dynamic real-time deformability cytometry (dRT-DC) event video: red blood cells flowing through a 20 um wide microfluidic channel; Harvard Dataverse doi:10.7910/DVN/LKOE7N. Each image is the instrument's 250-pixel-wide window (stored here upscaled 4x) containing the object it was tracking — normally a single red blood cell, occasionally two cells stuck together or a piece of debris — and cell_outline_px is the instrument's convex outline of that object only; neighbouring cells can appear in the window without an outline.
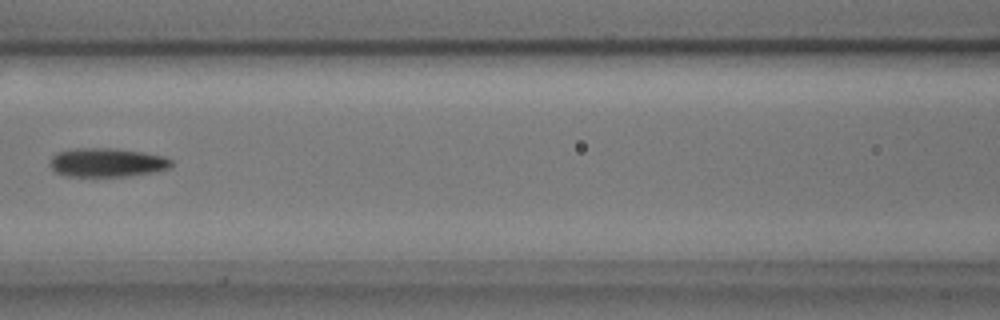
{"species": "common noctule bat (a hibernating species)", "species_latin": "Nyctalus noctula", "temperature_condition": "cold", "stored_images_in_passage": 6, "camera_frame_rate_fps": 3000, "um_per_image_px": 0.085, "animal": {"sex": "male", "body_mass_g": 17.9, "forearm_length_mm": 54.2}, "frame": {"image": 1, "passage_image": 6, "time_ms": 1.667, "image_size_px": [1000, 320], "cell_outline_px": [[172, 164], [168, 168], [156, 172], [124, 176], [64, 176], [56, 172], [48, 164], [52, 156], [56, 152], [76, 148], [116, 148], [144, 152], [164, 156], [172, 160]], "centroid_in_image_um": [9.08, 13.8], "position_along_channel_um": 157.5, "area_um2": 20.58}}